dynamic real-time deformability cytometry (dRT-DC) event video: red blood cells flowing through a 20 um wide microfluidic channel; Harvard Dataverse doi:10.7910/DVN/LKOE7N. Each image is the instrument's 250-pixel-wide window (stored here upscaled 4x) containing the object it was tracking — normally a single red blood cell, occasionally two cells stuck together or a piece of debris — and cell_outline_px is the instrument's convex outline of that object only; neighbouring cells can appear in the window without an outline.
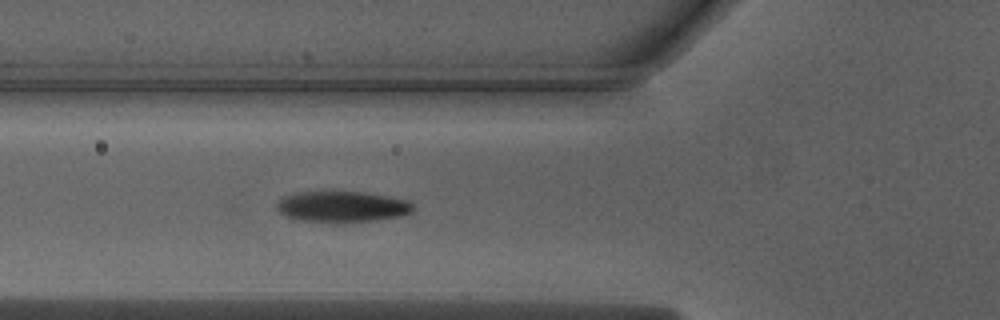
{"species": "Egyptian fruit bat (a non-hibernating species)", "species_latin": "Rousettus aegyptiacus", "temperature_condition": "warm", "stored_images_in_passage": 35, "camera_frame_rate_fps": 3000, "um_per_image_px": 0.085, "animal": {"sex": "male"}, "frame": {"image": 1, "passage_image": 4, "time_ms": 1.0, "image_size_px": [1000, 320], "cell_outline_px": [[412, 212], [400, 216], [376, 220], [336, 224], [304, 220], [284, 216], [276, 208], [276, 204], [280, 196], [296, 192], [364, 192], [388, 196], [408, 200], [412, 204]], "centroid_in_image_um": [29.04, 17.58], "position_along_channel_um": 96.8, "area_um2": 24.97}}
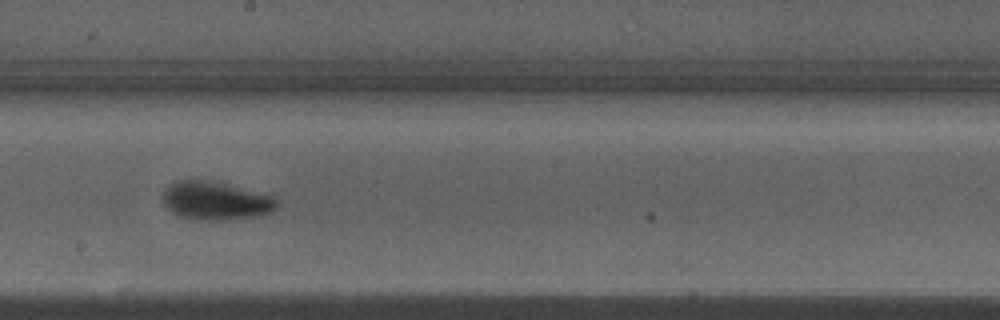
{"frame": {"image": 2, "passage_image": 14, "time_ms": 4.333, "image_size_px": [1000, 320], "cell_outline_px": [[280, 204], [272, 212], [260, 216], [224, 220], [188, 220], [172, 212], [164, 204], [160, 196], [172, 184], [180, 180], [208, 180], [272, 196]], "centroid_in_image_um": [18.32, 17.1], "position_along_channel_um": 229.9, "area_um2": 25.37}}
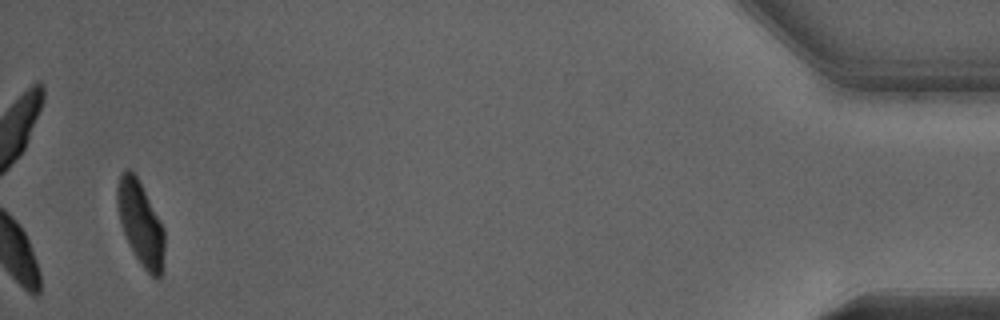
{"frame": {"image": 3, "passage_image": 35, "time_ms": 11.333, "image_size_px": [1000, 320], "cell_outline_px": [[164, 268], [160, 280], [156, 280], [140, 264], [128, 244], [120, 220], [116, 204], [116, 188], [120, 176], [124, 168], [128, 168], [136, 176], [164, 228]], "centroid_in_image_um": [11.95, 19.05], "position_along_channel_um": 423.2, "area_um2": 23.12}, "authors_computed_cell_mechanics": {"area_um2": 24.9696, "velocity_mm_per_s": 3.997, "shape_relaxation_time_tau1_ms": 2.0415, "shape_relaxation_time_tau2_ms": 0.7507, "deformation_change_tau1": 0.1579, "deformation_change_tau2": 0.0494}}